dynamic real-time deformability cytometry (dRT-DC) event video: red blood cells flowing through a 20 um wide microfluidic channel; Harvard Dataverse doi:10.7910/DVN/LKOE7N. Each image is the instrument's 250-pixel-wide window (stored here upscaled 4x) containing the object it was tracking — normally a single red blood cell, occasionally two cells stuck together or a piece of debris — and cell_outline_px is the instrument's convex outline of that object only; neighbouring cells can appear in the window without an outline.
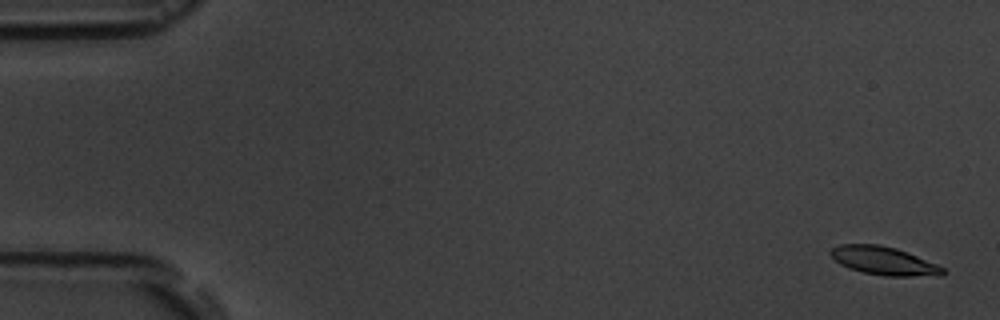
{"species": "common noctule bat (a hibernating species)", "species_latin": "Nyctalus noctula", "temperature_condition": "room temperature", "stored_images_in_passage": 14, "camera_frame_rate_fps": 3000, "um_per_image_px": 0.085, "animal": {"sex": "male", "body_mass_g": 19.5, "forearm_length_mm": 54.6}, "frame": {"image": 1, "passage_image": 1, "time_ms": 0.0, "image_size_px": [1000, 320], "cell_outline_px": [[948, 272], [944, 276], [884, 276], [864, 272], [848, 268], [840, 264], [828, 252], [832, 248], [840, 244], [880, 244], [896, 248], [908, 252], [936, 264], [944, 268]], "centroid_in_image_um": [75.17, 22.17], "position_along_channel_um": 9.8, "area_um2": 18.67}}
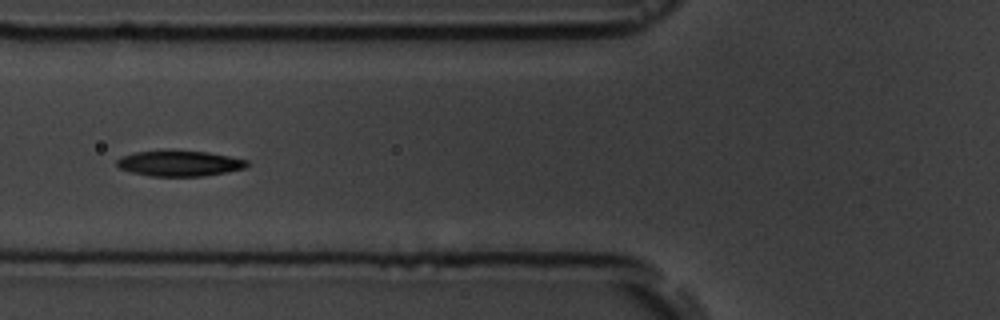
{"frame": {"image": 2, "passage_image": 7, "time_ms": 6.667, "image_size_px": [1000, 320], "cell_outline_px": [[248, 164], [244, 168], [204, 176], [148, 176], [132, 172], [120, 168], [116, 164], [116, 160], [120, 156], [136, 152], [208, 152], [248, 160]], "centroid_in_image_um": [15.23, 13.91], "position_along_channel_um": 110.6, "area_um2": 18.84}}
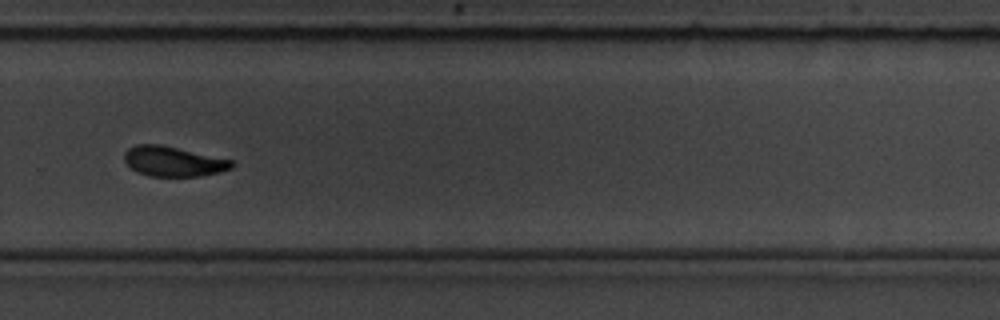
{"frame": {"image": 3, "passage_image": 12, "time_ms": 12.333, "image_size_px": [1000, 320], "cell_outline_px": [[236, 164], [232, 168], [220, 172], [200, 176], [148, 176], [136, 172], [124, 160], [124, 152], [128, 148], [136, 144], [160, 144], [232, 160]], "centroid_in_image_um": [14.72, 13.72], "position_along_channel_um": 315.1, "area_um2": 18.79}, "authors_computed_cell_mechanics": {"area_um2": 18.9295, "velocity_mm_per_s": 3.6189, "shape_relaxation_time_tau1_ms": 2.812, "shape_relaxation_time_tau2_ms": 6.1489, "deformation_change_tau1": 0.1325, "deformation_change_tau2": 0.0937}}